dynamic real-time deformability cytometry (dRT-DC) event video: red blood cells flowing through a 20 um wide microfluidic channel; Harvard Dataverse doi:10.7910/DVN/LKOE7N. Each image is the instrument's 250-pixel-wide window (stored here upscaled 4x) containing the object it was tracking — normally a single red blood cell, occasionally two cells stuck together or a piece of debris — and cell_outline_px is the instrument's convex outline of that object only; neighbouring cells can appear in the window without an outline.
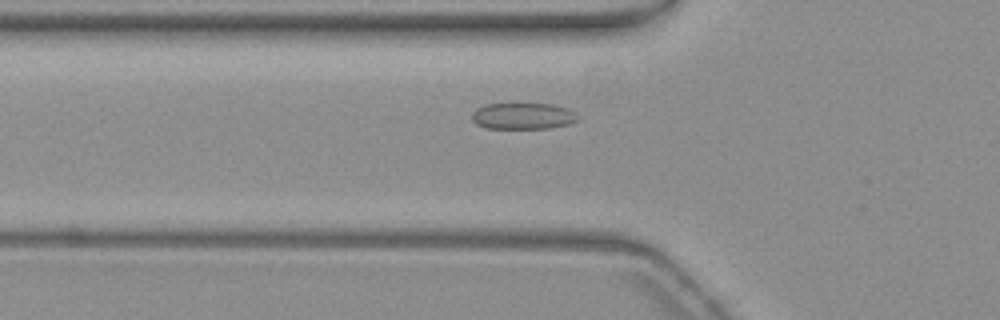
{"species": "common noctule bat (a hibernating species)", "species_latin": "Nyctalus noctula", "temperature_condition": "warm", "stored_images_in_passage": 42, "camera_frame_rate_fps": 3000, "um_per_image_px": 0.085, "animal": {"sex": "female", "body_mass_g": 19.3, "forearm_length_mm": 54.1}, "frame": {"image": 1, "passage_image": 11, "time_ms": 3.333, "image_size_px": [1000, 320], "cell_outline_px": [[580, 120], [568, 124], [548, 128], [488, 128], [476, 124], [472, 120], [472, 112], [476, 108], [484, 104], [552, 104], [568, 108], [580, 116]], "centroid_in_image_um": [44.47, 9.86], "position_along_channel_um": 81.3, "area_um2": 16.36}}
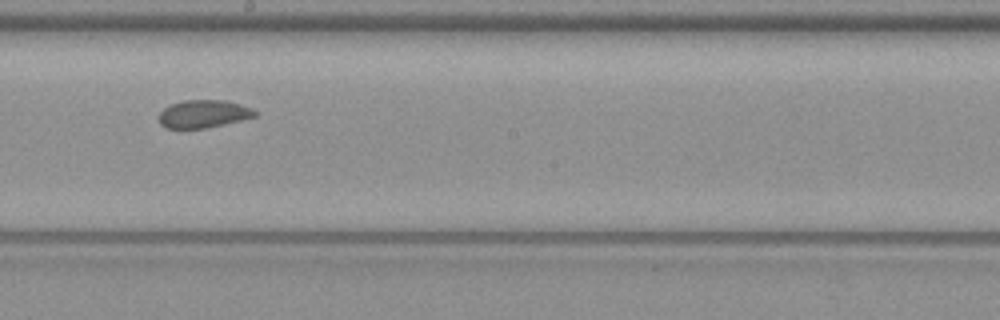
{"frame": {"image": 2, "passage_image": 23, "time_ms": 7.333, "image_size_px": [1000, 320], "cell_outline_px": [[256, 116], [224, 124], [204, 128], [168, 128], [160, 124], [156, 116], [164, 108], [172, 104], [184, 100], [224, 100], [240, 104], [252, 108], [256, 112]], "centroid_in_image_um": [17.26, 9.68], "position_along_channel_um": 230.9, "area_um2": 15.49}}
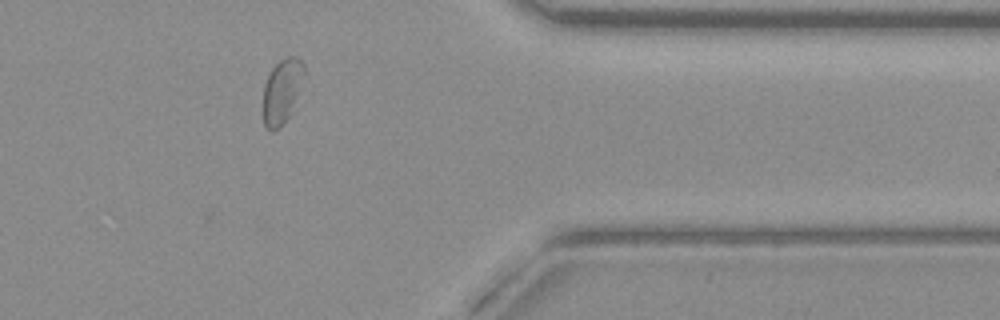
{"frame": {"image": 3, "passage_image": 37, "time_ms": 12.0, "image_size_px": [1000, 320], "cell_outline_px": [[304, 72], [292, 112], [280, 128], [272, 132], [264, 128], [264, 84], [272, 68], [284, 56], [296, 56], [304, 64]], "centroid_in_image_um": [23.95, 7.77], "position_along_channel_um": 387.4, "area_um2": 15.32}}